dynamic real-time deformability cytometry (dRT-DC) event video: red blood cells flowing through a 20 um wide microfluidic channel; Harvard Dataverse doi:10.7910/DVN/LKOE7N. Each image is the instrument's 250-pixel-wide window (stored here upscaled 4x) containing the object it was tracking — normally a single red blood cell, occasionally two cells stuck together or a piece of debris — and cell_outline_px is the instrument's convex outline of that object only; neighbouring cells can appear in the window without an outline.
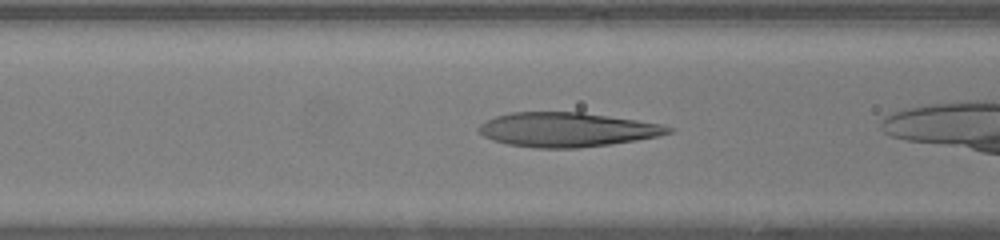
{"species": "human", "species_latin": "Homo sapiens", "temperature_condition": "warm", "stored_images_in_passage": 12, "camera_frame_rate_fps": 3000, "um_per_image_px": 0.085, "donor": {"sex": "female"}, "frame": {"image": 1, "passage_image": 4, "time_ms": 1.0, "image_size_px": [1000, 240], "cell_outline_px": [[676, 128], [672, 132], [656, 136], [636, 140], [612, 144], [580, 148], [532, 148], [508, 144], [492, 140], [484, 136], [476, 128], [484, 120], [508, 112], [584, 112], [664, 124]], "centroid_in_image_um": [48.19, 11.01], "position_along_channel_um": 118.4, "area_um2": 38.32}}
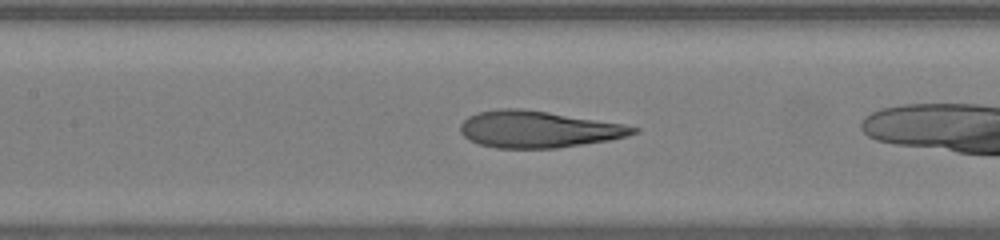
{"frame": {"image": 2, "passage_image": 7, "time_ms": 2.0, "image_size_px": [1000, 240], "cell_outline_px": [[640, 132], [628, 136], [608, 140], [556, 148], [496, 148], [480, 144], [468, 140], [460, 132], [460, 124], [468, 116], [476, 112], [500, 108], [520, 108], [548, 112], [624, 124], [640, 128]], "centroid_in_image_um": [45.73, 10.98], "position_along_channel_um": 161.7, "area_um2": 37.05}}
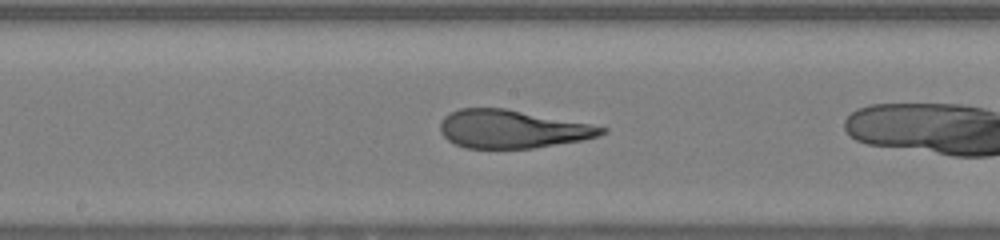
{"frame": {"image": 3, "passage_image": 10, "time_ms": 3.0, "image_size_px": [1000, 240], "cell_outline_px": [[608, 132], [600, 136], [584, 140], [532, 148], [464, 148], [448, 140], [440, 132], [440, 124], [444, 116], [460, 108], [504, 108], [588, 124], [608, 128]], "centroid_in_image_um": [43.53, 10.98], "position_along_channel_um": 204.7, "area_um2": 35.66}}